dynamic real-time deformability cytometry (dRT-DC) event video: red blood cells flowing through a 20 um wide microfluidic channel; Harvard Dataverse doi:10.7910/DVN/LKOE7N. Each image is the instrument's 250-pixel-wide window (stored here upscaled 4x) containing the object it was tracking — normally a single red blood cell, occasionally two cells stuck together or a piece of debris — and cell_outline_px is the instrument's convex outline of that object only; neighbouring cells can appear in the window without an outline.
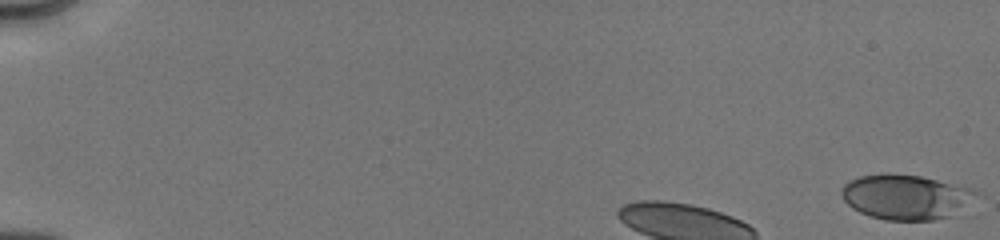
{"species": "human", "species_latin": "Homo sapiens", "temperature_condition": "cold", "stored_images_in_passage": 15, "camera_frame_rate_fps": 3000, "um_per_image_px": 0.085, "donor": {"sex": "male"}, "frame": {"image": 1, "passage_image": 1, "time_ms": 0.0, "image_size_px": [1000, 240], "cell_outline_px": [[984, 196], [960, 212], [952, 216], [932, 220], [884, 220], [868, 216], [852, 208], [844, 200], [840, 192], [844, 184], [848, 180], [860, 176], [888, 172], [920, 176], [984, 192]], "centroid_in_image_um": [77.07, 16.74], "position_along_channel_um": 7.9, "area_um2": 36.07}}